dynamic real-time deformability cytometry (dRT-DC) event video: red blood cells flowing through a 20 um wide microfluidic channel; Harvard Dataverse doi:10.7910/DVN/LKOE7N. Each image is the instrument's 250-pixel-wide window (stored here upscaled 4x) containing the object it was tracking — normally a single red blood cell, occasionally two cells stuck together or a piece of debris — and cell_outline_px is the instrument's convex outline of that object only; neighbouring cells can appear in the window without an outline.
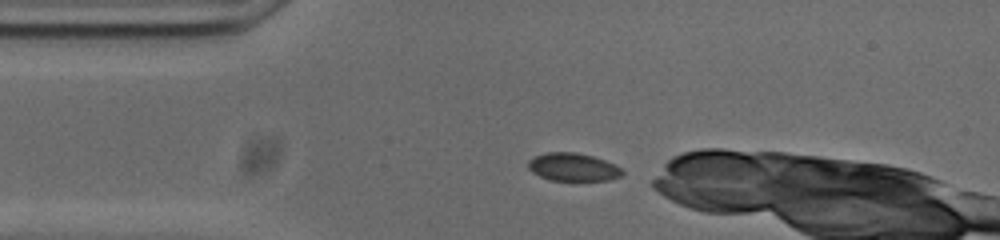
{"species": "common noctule bat (a hibernating species)", "species_latin": "Nyctalus noctula", "temperature_condition": "cold", "stored_images_in_passage": 33, "camera_frame_rate_fps": 3000, "um_per_image_px": 0.085, "animal": {"sex": "male", "body_mass_g": 20.0, "forearm_length_mm": 53.3}, "frame": {"image": 1, "passage_image": 1, "time_ms": 0.0, "image_size_px": [1000, 240], "cell_outline_px": [[624, 176], [608, 180], [548, 180], [532, 172], [528, 168], [528, 160], [532, 156], [548, 152], [576, 152], [592, 156], [616, 164], [624, 172]], "centroid_in_image_um": [48.7, 14.2], "position_along_channel_um": 36.3, "area_um2": 15.49}}
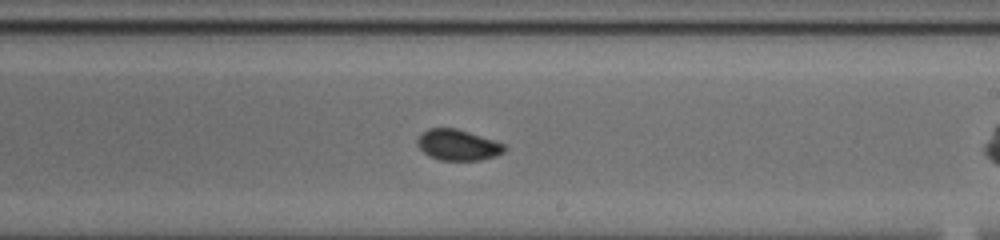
{"frame": {"image": 2, "passage_image": 20, "time_ms": 6.333, "image_size_px": [1000, 240], "cell_outline_px": [[508, 148], [504, 152], [496, 156], [480, 160], [440, 160], [428, 156], [416, 144], [416, 140], [420, 132], [428, 128], [456, 128], [504, 144]], "centroid_in_image_um": [38.88, 12.32], "position_along_channel_um": 250.1, "area_um2": 15.72}}
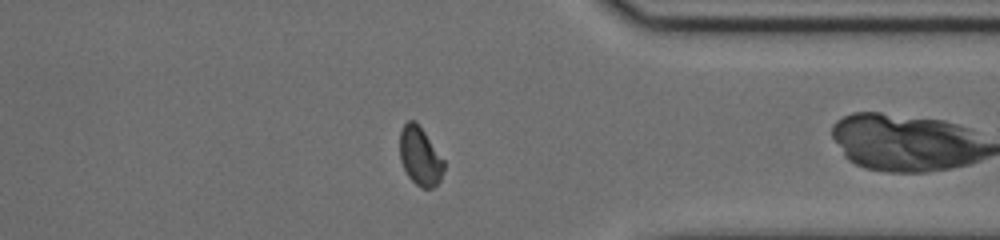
{"frame": {"image": 3, "passage_image": 31, "time_ms": 10.0, "image_size_px": [1000, 240], "cell_outline_px": [[444, 168], [440, 180], [432, 188], [420, 188], [408, 176], [400, 160], [400, 132], [404, 124], [408, 120], [416, 120], [444, 160]], "centroid_in_image_um": [35.7, 13.27], "position_along_channel_um": 375.7, "area_um2": 14.97}}